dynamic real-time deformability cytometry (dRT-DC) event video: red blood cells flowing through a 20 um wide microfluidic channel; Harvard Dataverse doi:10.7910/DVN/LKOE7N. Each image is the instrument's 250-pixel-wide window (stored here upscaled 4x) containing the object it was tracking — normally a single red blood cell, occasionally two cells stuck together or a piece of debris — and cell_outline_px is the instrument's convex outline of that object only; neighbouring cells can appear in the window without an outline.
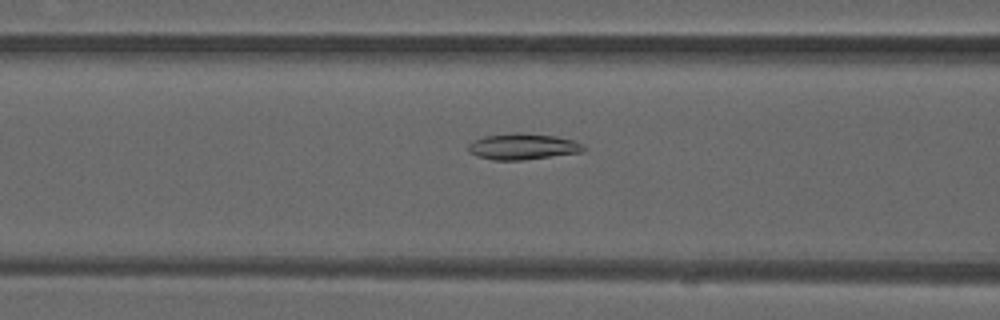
{"species": "common noctule bat (a hibernating species)", "species_latin": "Nyctalus noctula", "temperature_condition": "warm", "stored_images_in_passage": 37, "camera_frame_rate_fps": 3000, "um_per_image_px": 0.085, "animal": {"sex": "male", "forearm_length_mm": 52.5}, "frame": {"image": 1, "passage_image": 8, "time_ms": 2.333, "image_size_px": [1000, 320], "cell_outline_px": [[588, 148], [584, 152], [524, 160], [492, 160], [476, 156], [468, 152], [468, 144], [484, 136], [512, 132], [520, 132], [556, 136], [572, 140], [584, 144]], "centroid_in_image_um": [44.47, 12.46], "position_along_channel_um": 122.1, "area_um2": 17.86}}
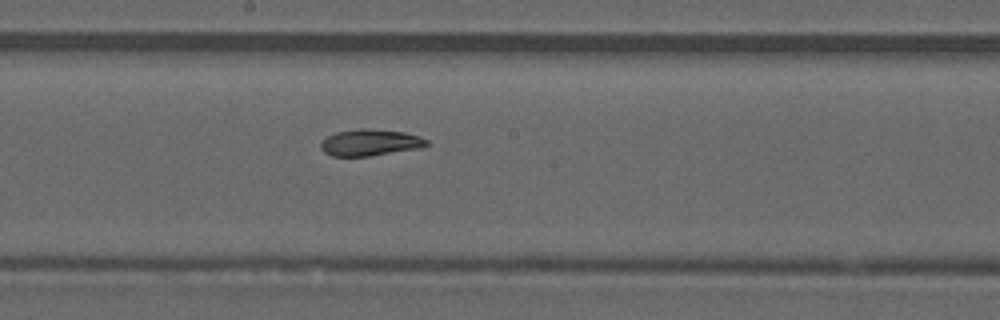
{"frame": {"image": 2, "passage_image": 15, "time_ms": 4.667, "image_size_px": [1000, 320], "cell_outline_px": [[428, 144], [424, 148], [368, 156], [332, 156], [324, 152], [320, 148], [320, 140], [336, 132], [360, 128], [364, 128], [404, 132], [420, 136], [428, 140]], "centroid_in_image_um": [31.47, 12.12], "position_along_channel_um": 216.7, "area_um2": 16.53}}
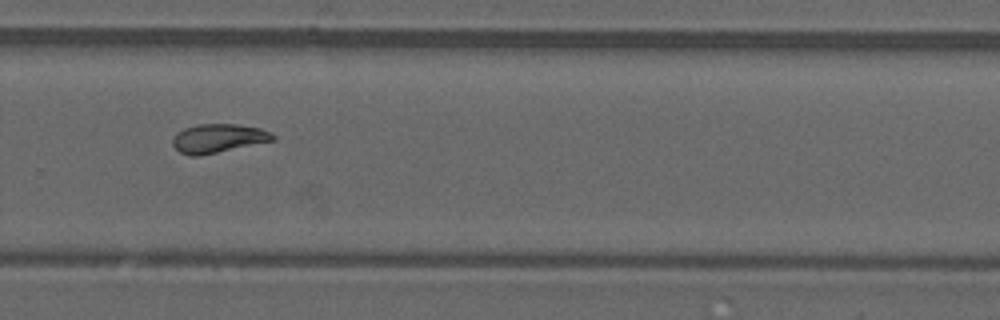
{"frame": {"image": 3, "passage_image": 22, "time_ms": 7.0, "image_size_px": [1000, 320], "cell_outline_px": [[276, 140], [200, 156], [192, 156], [180, 152], [172, 144], [172, 140], [176, 132], [184, 128], [196, 124], [236, 124], [260, 128], [272, 132], [276, 136]], "centroid_in_image_um": [18.56, 11.75], "position_along_channel_um": 311.2, "area_um2": 16.99}}